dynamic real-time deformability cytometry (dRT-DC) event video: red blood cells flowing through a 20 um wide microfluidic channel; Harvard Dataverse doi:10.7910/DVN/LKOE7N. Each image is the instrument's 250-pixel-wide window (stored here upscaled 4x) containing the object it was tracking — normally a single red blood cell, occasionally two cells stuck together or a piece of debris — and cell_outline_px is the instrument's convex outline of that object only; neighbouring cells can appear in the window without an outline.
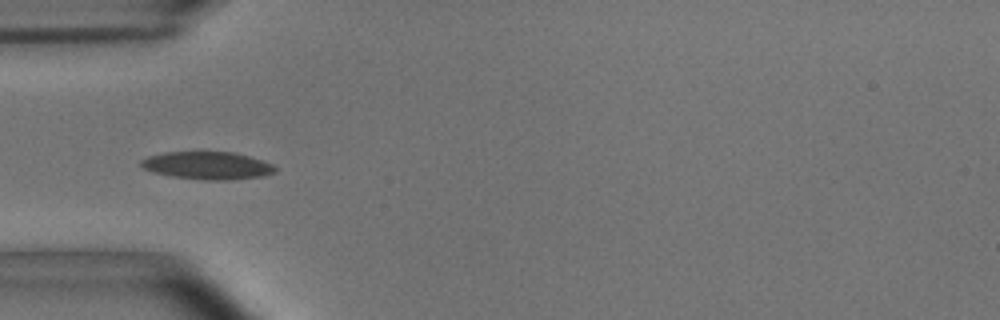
{"species": "common noctule bat (a hibernating species)", "species_latin": "Nyctalus noctula", "temperature_condition": "room temperature", "stored_images_in_passage": 38, "camera_frame_rate_fps": 3000, "um_per_image_px": 0.085, "animal": {"sex": "male", "body_mass_g": 15.6}, "frame": {"image": 1, "passage_image": 1, "time_ms": 0.0, "image_size_px": [1000, 320], "cell_outline_px": [[276, 172], [264, 176], [228, 180], [204, 180], [172, 176], [152, 172], [144, 168], [140, 164], [140, 160], [148, 156], [164, 152], [232, 152], [248, 156], [272, 164], [276, 168]], "centroid_in_image_um": [17.62, 14.07], "position_along_channel_um": 67.4, "area_um2": 21.56}}
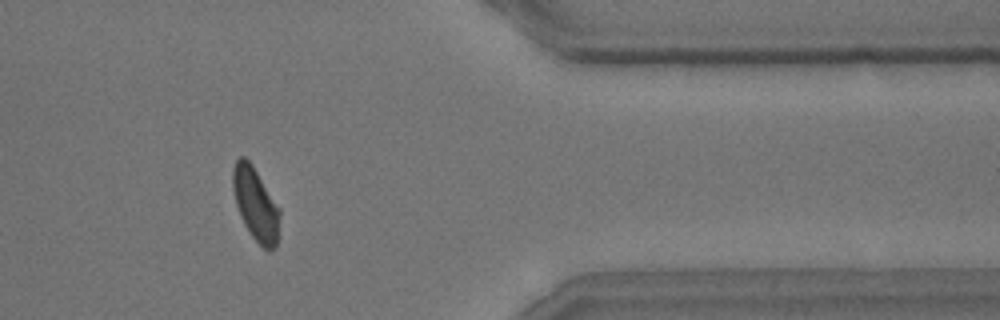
{"frame": {"image": 2, "passage_image": 29, "time_ms": 9.333, "image_size_px": [1000, 320], "cell_outline_px": [[280, 216], [276, 248], [264, 248], [248, 232], [240, 216], [236, 204], [232, 188], [232, 168], [236, 160], [240, 156], [244, 156], [252, 164], [280, 208]], "centroid_in_image_um": [21.71, 17.32], "position_along_channel_um": 389.7, "area_um2": 19.94}}
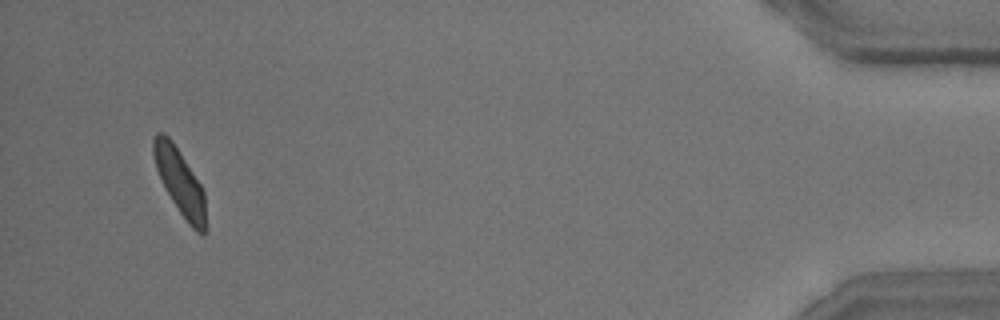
{"frame": {"image": 3, "passage_image": 36, "time_ms": 11.667, "image_size_px": [1000, 320], "cell_outline_px": [[208, 228], [204, 232], [196, 232], [188, 224], [172, 200], [156, 168], [152, 152], [152, 140], [156, 132], [164, 132], [172, 140], [200, 184], [204, 192]], "centroid_in_image_um": [15.31, 15.47], "position_along_channel_um": 419.9, "area_um2": 19.94}, "authors_computed_cell_mechanics": {"area_um2": 20.2878, "velocity_mm_per_s": 3.6793, "shape_relaxation_time_tau1_ms": 2.9032, "shape_relaxation_time_tau2_ms": 1.489, "deformation_change_tau1": 0.1227, "deformation_change_tau2": 0.0676}}